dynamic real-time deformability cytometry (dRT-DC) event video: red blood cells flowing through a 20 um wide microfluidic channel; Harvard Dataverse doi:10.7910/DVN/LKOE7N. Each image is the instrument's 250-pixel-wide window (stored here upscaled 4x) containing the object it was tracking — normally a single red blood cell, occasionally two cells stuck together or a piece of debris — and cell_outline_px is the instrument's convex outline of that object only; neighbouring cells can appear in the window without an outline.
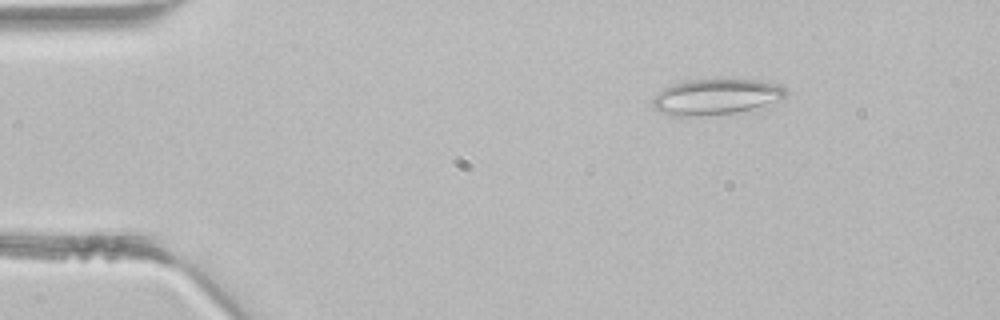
{"species": "common noctule bat (a hibernating species)", "species_latin": "Nyctalus noctula", "temperature_condition": "room temperature", "stored_images_in_passage": 40, "segment_of_instrument_passage": [1, 2], "camera_frame_rate_fps": 3000, "um_per_image_px": 0.085, "animal": {"sex": "male", "body_mass_g": 21.5, "forearm_length_mm": 52.0}, "frame": {"image": 1, "passage_image": 3, "time_ms": 0.667, "image_size_px": [1000, 320], "cell_outline_px": [[788, 92], [780, 100], [764, 108], [700, 116], [672, 116], [660, 112], [652, 108], [652, 100], [664, 88], [684, 80], [760, 80], [776, 84], [784, 88]], "centroid_in_image_um": [60.88, 8.25], "position_along_channel_um": 24.1, "area_um2": 27.8}}
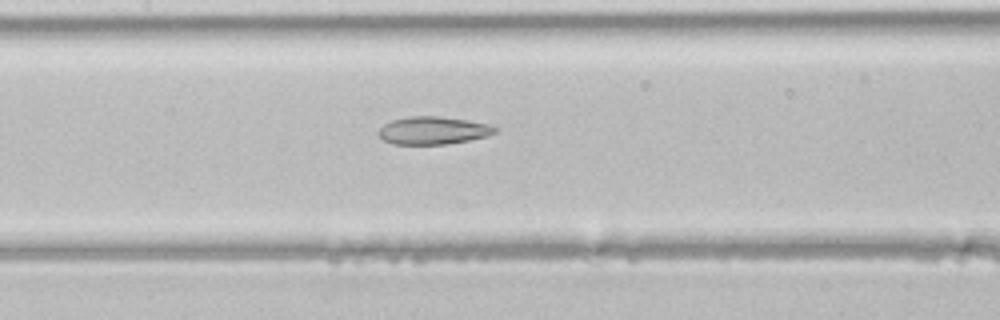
{"frame": {"image": 2, "passage_image": 17, "time_ms": 5.333, "image_size_px": [1000, 320], "cell_outline_px": [[496, 132], [488, 136], [448, 144], [392, 144], [384, 140], [376, 132], [384, 124], [392, 120], [408, 116], [440, 116], [468, 120], [492, 124], [496, 128]], "centroid_in_image_um": [36.82, 11.08], "position_along_channel_um": 170.6, "area_um2": 18.96}}
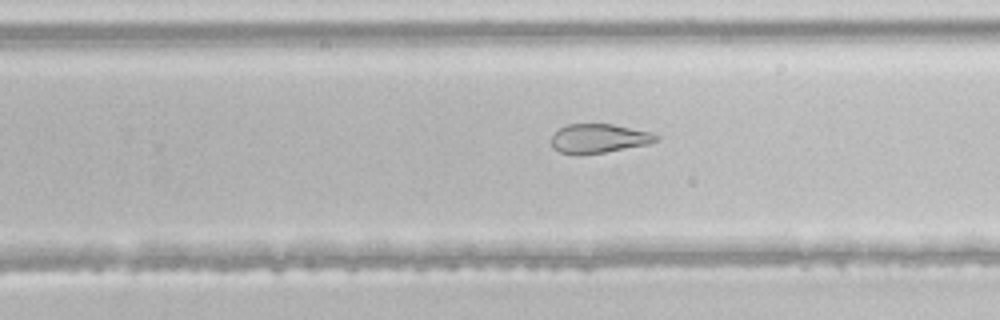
{"frame": {"image": 3, "passage_image": 24, "time_ms": 7.667, "image_size_px": [1000, 320], "cell_outline_px": [[660, 136], [656, 140], [648, 144], [604, 152], [576, 156], [560, 152], [552, 148], [552, 136], [560, 128], [568, 124], [612, 124], [652, 132]], "centroid_in_image_um": [50.88, 11.78], "position_along_channel_um": 278.9, "area_um2": 17.8}}